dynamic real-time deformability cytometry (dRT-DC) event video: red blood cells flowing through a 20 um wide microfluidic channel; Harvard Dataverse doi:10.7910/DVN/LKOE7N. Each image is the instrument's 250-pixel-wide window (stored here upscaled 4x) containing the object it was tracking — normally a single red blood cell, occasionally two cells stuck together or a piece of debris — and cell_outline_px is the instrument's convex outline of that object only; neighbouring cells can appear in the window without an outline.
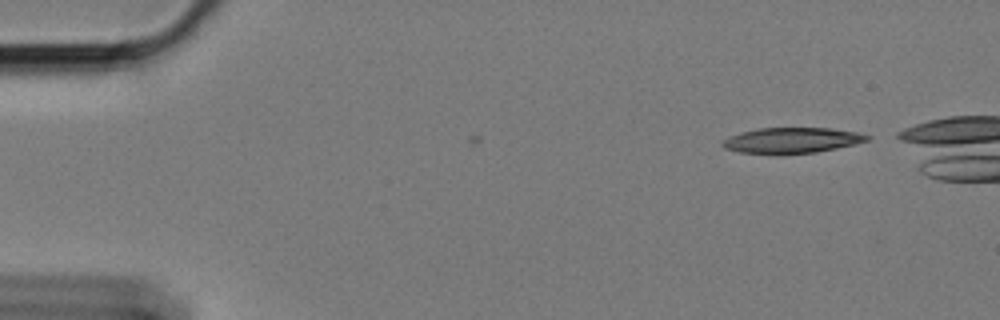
{"species": "Egyptian fruit bat (a non-hibernating species)", "species_latin": "Rousettus aegyptiacus", "temperature_condition": "cold", "stored_images_in_passage": 4, "camera_frame_rate_fps": 3000, "um_per_image_px": 0.085, "animal": {"sex": "female"}, "frame": {"image": 1, "passage_image": 4, "time_ms": 1.0, "image_size_px": [1000, 320], "cell_outline_px": [[872, 140], [856, 144], [816, 152], [780, 156], [776, 156], [740, 152], [724, 148], [720, 144], [720, 140], [740, 132], [760, 128], [832, 128], [856, 132], [872, 136]], "centroid_in_image_um": [67.28, 11.96], "position_along_channel_um": 17.7, "area_um2": 22.31}}